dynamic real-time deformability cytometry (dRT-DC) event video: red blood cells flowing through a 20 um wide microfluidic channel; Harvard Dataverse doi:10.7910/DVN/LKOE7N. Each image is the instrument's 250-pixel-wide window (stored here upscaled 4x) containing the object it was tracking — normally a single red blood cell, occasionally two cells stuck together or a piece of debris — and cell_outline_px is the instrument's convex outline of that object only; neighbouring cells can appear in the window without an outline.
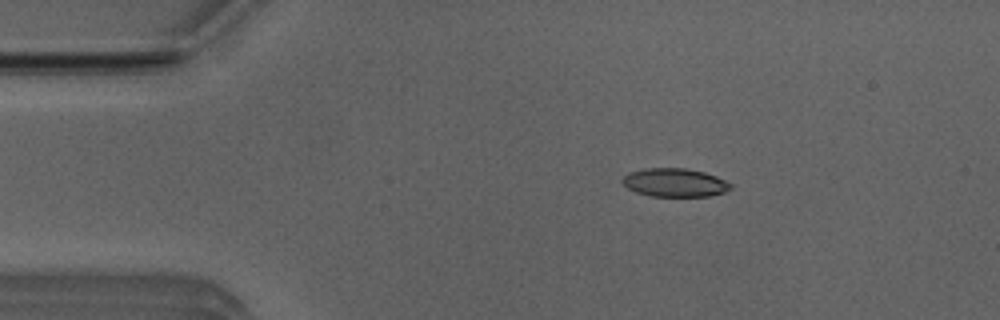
{"species": "Egyptian fruit bat (a non-hibernating species)", "species_latin": "Rousettus aegyptiacus", "temperature_condition": "room temperature", "stored_images_in_passage": 44, "camera_frame_rate_fps": 3000, "um_per_image_px": 0.085, "animal": {"sex": "male"}, "frame": {"image": 1, "passage_image": 8, "time_ms": 2.333, "image_size_px": [1000, 320], "cell_outline_px": [[732, 188], [724, 192], [708, 196], [652, 196], [636, 192], [628, 188], [620, 180], [628, 172], [644, 168], [684, 168], [704, 172], [716, 176], [732, 184]], "centroid_in_image_um": [57.34, 15.51], "position_along_channel_um": 27.7, "area_um2": 17.92}}
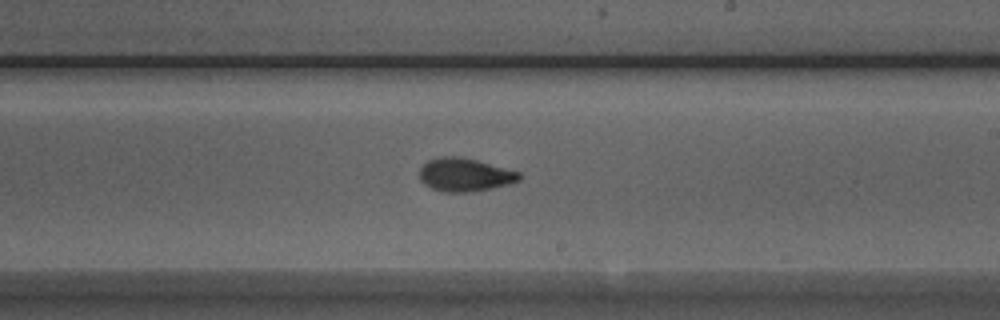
{"frame": {"image": 2, "passage_image": 29, "time_ms": 9.333, "image_size_px": [1000, 320], "cell_outline_px": [[520, 180], [508, 184], [472, 192], [444, 192], [432, 188], [424, 184], [420, 180], [420, 168], [428, 160], [440, 156], [456, 156], [476, 160], [520, 172]], "centroid_in_image_um": [39.48, 14.85], "position_along_channel_um": 249.5, "area_um2": 19.19}}
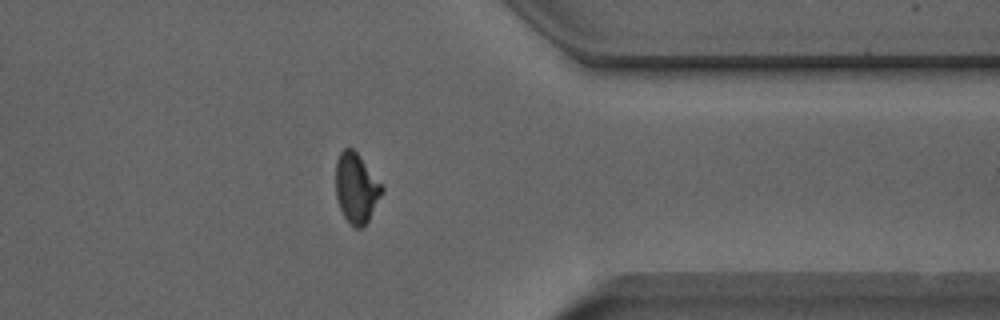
{"frame": {"image": 3, "passage_image": 40, "time_ms": 13.0, "image_size_px": [1000, 320], "cell_outline_px": [[384, 192], [368, 220], [360, 228], [356, 228], [344, 216], [340, 208], [336, 196], [336, 160], [340, 152], [344, 148], [352, 148], [356, 152], [384, 188]], "centroid_in_image_um": [30.28, 15.97], "position_along_channel_um": 381.1, "area_um2": 18.44}, "authors_computed_cell_mechanics": {"area_um2": 18.8428, "velocity_mm_per_s": 3.9374, "shape_relaxation_time_tau1_ms": 3.434, "shape_relaxation_time_tau2_ms": 2.2921, "deformation_change_tau1": 0.1429, "deformation_change_tau2": 0.068}}